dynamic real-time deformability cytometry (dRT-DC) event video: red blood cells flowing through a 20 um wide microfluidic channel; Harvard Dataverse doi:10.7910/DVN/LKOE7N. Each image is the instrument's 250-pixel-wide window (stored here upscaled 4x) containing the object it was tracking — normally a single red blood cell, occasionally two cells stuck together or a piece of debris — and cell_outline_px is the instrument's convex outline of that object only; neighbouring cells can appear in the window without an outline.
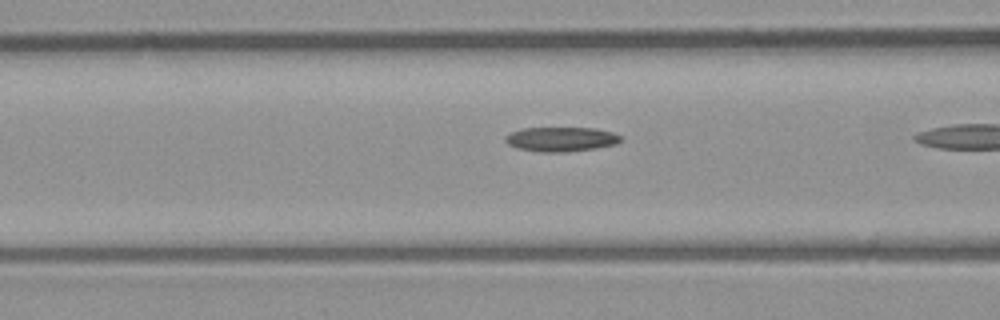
{"species": "common noctule bat (a hibernating species)", "species_latin": "Nyctalus noctula", "temperature_condition": "room temperature", "stored_images_in_passage": 14, "camera_frame_rate_fps": 3000, "um_per_image_px": 0.085, "animal": {"sex": "male", "body_mass_g": 23.1, "forearm_length_mm": 52.7}, "frame": {"image": 1, "passage_image": 10, "time_ms": 3.0, "image_size_px": [1000, 320], "cell_outline_px": [[624, 140], [616, 144], [596, 148], [564, 152], [540, 152], [516, 148], [508, 144], [504, 140], [504, 136], [508, 132], [524, 128], [596, 128], [612, 132], [620, 136]], "centroid_in_image_um": [47.66, 11.83], "position_along_channel_um": 118.9, "area_um2": 16.65}}